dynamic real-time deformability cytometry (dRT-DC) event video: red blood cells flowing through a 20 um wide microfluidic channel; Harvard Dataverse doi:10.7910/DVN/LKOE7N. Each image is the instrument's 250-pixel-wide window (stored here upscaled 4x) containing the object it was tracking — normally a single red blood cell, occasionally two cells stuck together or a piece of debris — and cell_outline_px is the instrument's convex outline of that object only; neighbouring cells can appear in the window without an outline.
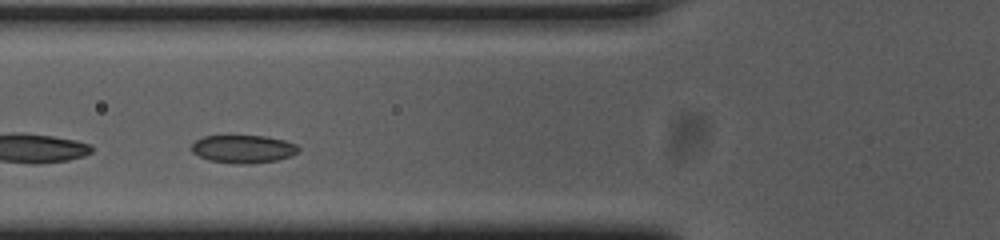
{"species": "common noctule bat (a hibernating species)", "species_latin": "Nyctalus noctula", "temperature_condition": "cold", "stored_images_in_passage": 32, "camera_frame_rate_fps": 3000, "um_per_image_px": 0.085, "animal": {"sex": "female", "body_mass_g": 23.0, "forearm_length_mm": 53.4}, "frame": {"image": 1, "passage_image": 10, "time_ms": 3.0, "image_size_px": [1000, 240], "cell_outline_px": [[300, 148], [292, 156], [276, 160], [252, 164], [236, 164], [208, 160], [192, 152], [192, 144], [196, 140], [204, 136], [264, 136], [284, 140], [296, 144]], "centroid_in_image_um": [20.68, 12.67], "position_along_channel_um": 105.1, "area_um2": 17.4}}
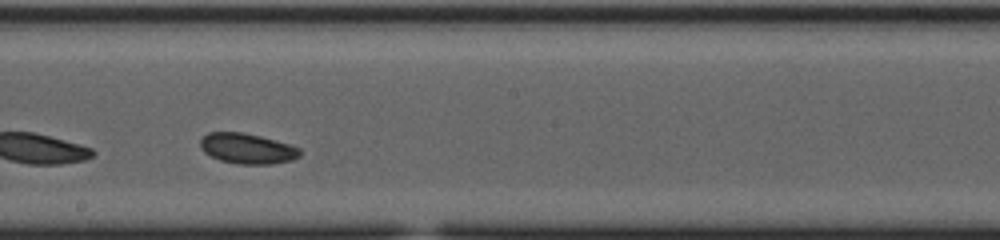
{"frame": {"image": 2, "passage_image": 20, "time_ms": 6.333, "image_size_px": [1000, 240], "cell_outline_px": [[300, 156], [292, 160], [272, 164], [236, 164], [220, 160], [204, 152], [200, 148], [200, 140], [208, 132], [244, 132], [276, 140], [300, 148]], "centroid_in_image_um": [21.01, 12.62], "position_along_channel_um": 227.2, "area_um2": 17.69}}
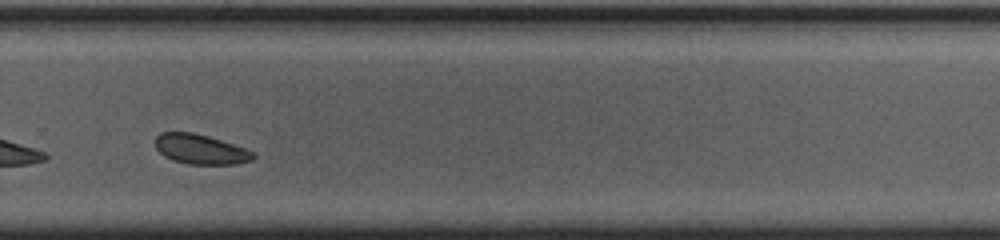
{"frame": {"image": 3, "passage_image": 27, "time_ms": 8.667, "image_size_px": [1000, 240], "cell_outline_px": [[256, 156], [252, 160], [236, 164], [188, 164], [172, 160], [164, 156], [156, 148], [156, 136], [160, 132], [192, 132], [208, 136], [256, 152]], "centroid_in_image_um": [17.05, 12.69], "position_along_channel_um": 312.8, "area_um2": 16.99}, "authors_computed_cell_mechanics": {"area_um2": 17.8313, "velocity_mm_per_s": 3.6691, "shape_relaxation_time_tau1_ms": 1.1094, "shape_relaxation_time_tau2_ms": 5.0171, "deformation_change_tau1": 0.0678, "deformation_change_tau2": 0.0759}}